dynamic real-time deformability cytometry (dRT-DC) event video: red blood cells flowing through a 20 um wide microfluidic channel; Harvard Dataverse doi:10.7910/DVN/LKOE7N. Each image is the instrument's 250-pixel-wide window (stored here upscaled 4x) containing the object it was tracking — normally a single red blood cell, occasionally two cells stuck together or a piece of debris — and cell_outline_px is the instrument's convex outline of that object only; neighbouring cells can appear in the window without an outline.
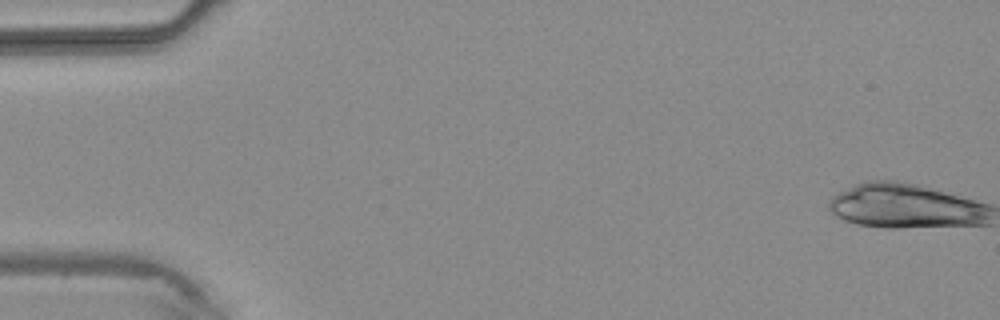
{"species": "common noctule bat (a hibernating species)", "species_latin": "Nyctalus noctula", "temperature_condition": "warm", "stored_images_in_passage": 12, "camera_frame_rate_fps": 3000, "um_per_image_px": 0.085, "animal": {"sex": "male", "body_mass_g": 20.4}, "frame": {"image": 1, "passage_image": 1, "time_ms": 0.0, "image_size_px": [1000, 320], "cell_outline_px": [[980, 204], [964, 220], [952, 224], [868, 224], [852, 220], [844, 216], [844, 196], [864, 188], [908, 188], [932, 192], [952, 196]], "centroid_in_image_um": [76.96, 17.59], "position_along_channel_um": 8.0, "area_um2": 29.02}}